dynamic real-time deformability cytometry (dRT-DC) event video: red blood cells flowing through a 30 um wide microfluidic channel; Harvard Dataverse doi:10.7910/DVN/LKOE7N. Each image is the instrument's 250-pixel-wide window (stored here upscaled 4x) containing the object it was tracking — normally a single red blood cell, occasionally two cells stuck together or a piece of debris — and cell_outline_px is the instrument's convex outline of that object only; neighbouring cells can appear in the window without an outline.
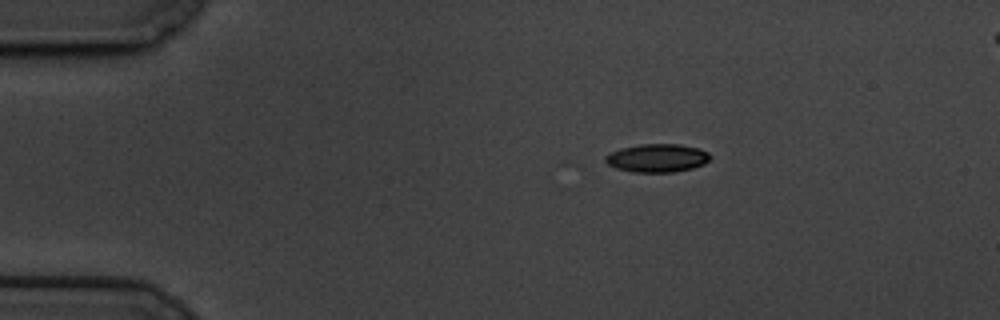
{"species": "common noctule bat (a hibernating species)", "species_latin": "Nyctalus noctula", "temperature_condition": "cold", "stored_images_in_passage": 50, "camera_frame_rate_fps": 3000, "um_per_image_px": 0.085, "animal": {"sex": "male", "body_mass_g": 19.5, "forearm_length_mm": 54.6}, "frame": {"image": 1, "passage_image": 1, "time_ms": 0.0, "image_size_px": [1000, 320], "cell_outline_px": [[712, 156], [704, 164], [692, 168], [672, 172], [632, 172], [616, 168], [608, 164], [604, 160], [604, 156], [608, 152], [620, 148], [640, 144], [680, 144], [700, 148], [708, 152]], "centroid_in_image_um": [55.84, 13.42], "position_along_channel_um": 29.2, "area_um2": 17.46}}
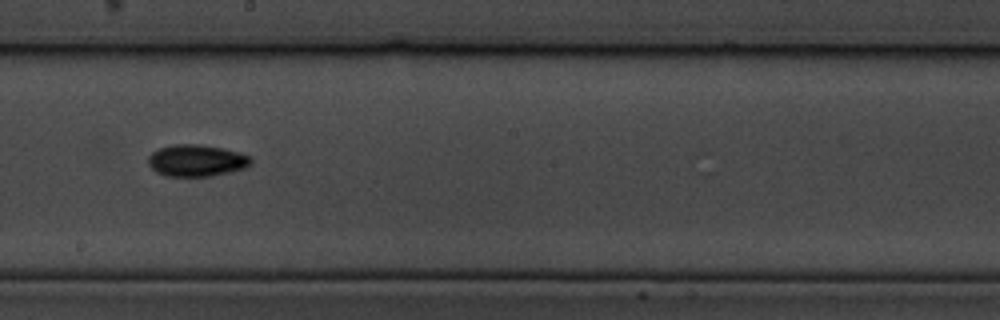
{"frame": {"image": 2, "passage_image": 24, "time_ms": 7.667, "image_size_px": [1000, 320], "cell_outline_px": [[252, 164], [244, 168], [212, 176], [168, 176], [156, 172], [148, 164], [148, 156], [152, 152], [160, 148], [172, 144], [200, 144], [224, 148], [240, 152], [252, 156]], "centroid_in_image_um": [16.73, 13.63], "position_along_channel_um": 231.5, "area_um2": 19.19}}
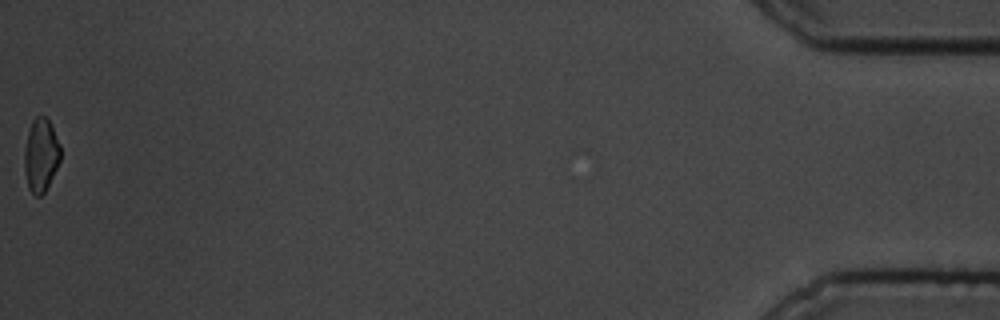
{"frame": {"image": 3, "passage_image": 50, "time_ms": 16.333, "image_size_px": [1000, 320], "cell_outline_px": [[60, 160], [44, 192], [40, 196], [36, 196], [28, 188], [24, 172], [24, 148], [28, 132], [32, 120], [36, 116], [44, 116], [48, 120], [60, 144]], "centroid_in_image_um": [3.45, 13.18], "position_along_channel_um": 431.8, "area_um2": 15.26}, "authors_computed_cell_mechanics": {"area_um2": 17.3111, "velocity_mm_per_s": 3.3936, "shape_relaxation_time_tau1_ms": 4.4692, "shape_relaxation_time_tau2_ms": null, "deformation_change_tau1": 0.1255, "deformation_change_tau2": null}}